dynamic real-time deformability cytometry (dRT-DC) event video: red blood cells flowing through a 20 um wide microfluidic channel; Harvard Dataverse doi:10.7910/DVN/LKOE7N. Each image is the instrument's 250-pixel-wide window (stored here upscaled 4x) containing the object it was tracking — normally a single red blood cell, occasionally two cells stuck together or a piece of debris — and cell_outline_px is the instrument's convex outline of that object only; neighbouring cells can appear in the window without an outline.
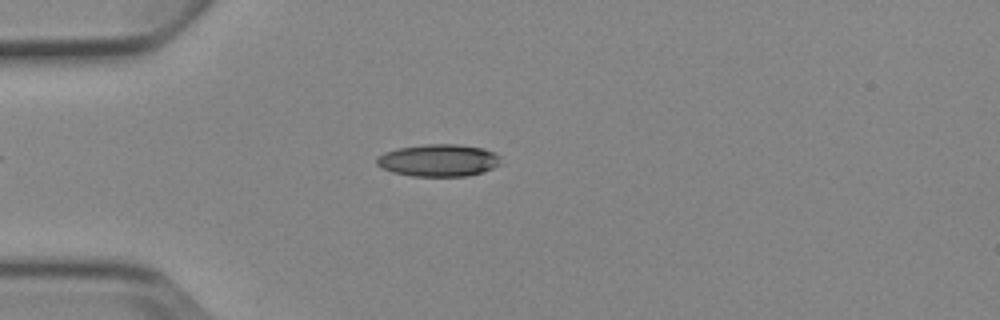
{"species": "Egyptian fruit bat (a non-hibernating species)", "species_latin": "Rousettus aegyptiacus", "temperature_condition": "cold", "stored_images_in_passage": 5, "camera_frame_rate_fps": 3000, "um_per_image_px": 0.085, "animal": {"sex": "female"}, "frame": {"image": 1, "passage_image": 5, "time_ms": 4.667, "image_size_px": [1000, 320], "cell_outline_px": [[500, 164], [484, 172], [468, 176], [412, 176], [392, 172], [376, 164], [376, 156], [384, 152], [396, 148], [424, 144], [456, 144], [484, 148], [500, 156]], "centroid_in_image_um": [37.26, 13.62], "position_along_channel_um": 47.7, "area_um2": 23.47}}